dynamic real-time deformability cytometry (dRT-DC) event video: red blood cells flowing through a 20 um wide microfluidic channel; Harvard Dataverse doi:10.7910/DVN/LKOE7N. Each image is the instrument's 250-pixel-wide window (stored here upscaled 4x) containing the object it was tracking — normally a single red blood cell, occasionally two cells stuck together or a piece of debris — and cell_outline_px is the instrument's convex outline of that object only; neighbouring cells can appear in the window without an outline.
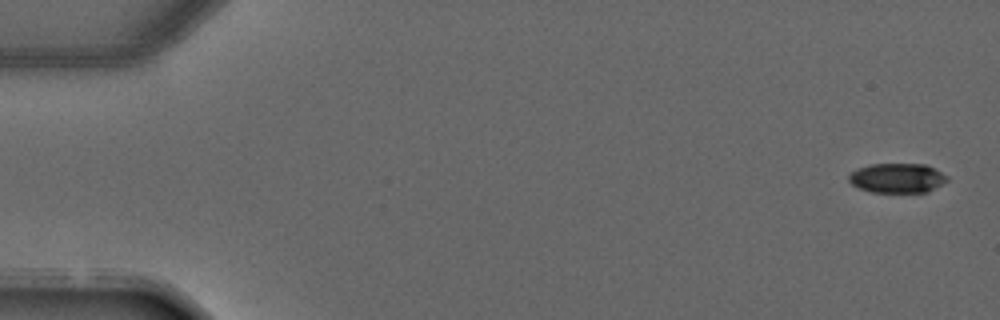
{"species": "common noctule bat (a hibernating species)", "species_latin": "Nyctalus noctula", "temperature_condition": "warm", "stored_images_in_passage": 3, "camera_frame_rate_fps": 3000, "um_per_image_px": 0.085, "animal": {"sex": "male", "forearm_length_mm": 52.5}, "frame": {"image": 1, "passage_image": 1, "time_ms": 0.0, "image_size_px": [1000, 320], "cell_outline_px": [[948, 180], [928, 192], [872, 192], [860, 188], [852, 184], [848, 180], [848, 176], [856, 168], [868, 164], [924, 164], [948, 176]], "centroid_in_image_um": [76.24, 15.13], "position_along_channel_um": 8.8, "area_um2": 16.88}}
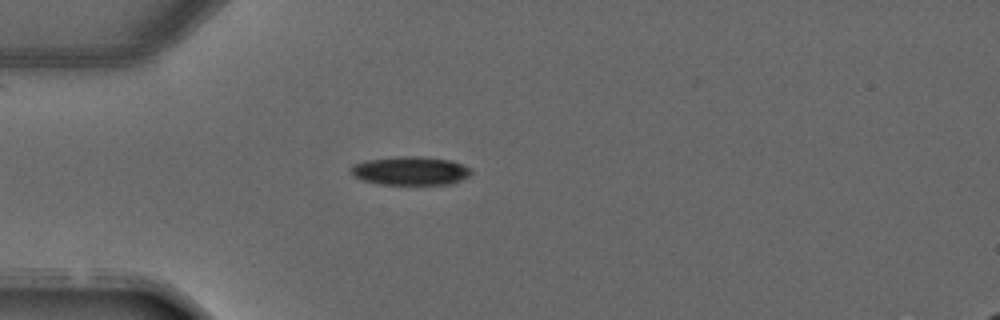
{"frame": {"image": 2, "passage_image": 3, "time_ms": 3.667, "image_size_px": [1000, 320], "cell_outline_px": [[472, 172], [468, 176], [460, 180], [448, 184], [380, 184], [364, 180], [356, 176], [352, 172], [352, 164], [368, 160], [400, 156], [420, 156], [452, 160], [472, 168]], "centroid_in_image_um": [34.94, 14.5], "position_along_channel_um": 50.1, "area_um2": 19.83}}